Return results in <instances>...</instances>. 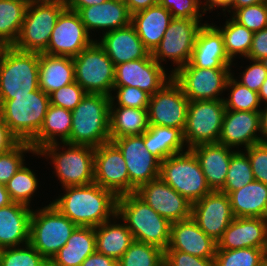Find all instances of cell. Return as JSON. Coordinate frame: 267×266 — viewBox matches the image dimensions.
I'll use <instances>...</instances> for the list:
<instances>
[{
    "label": "cell",
    "instance_id": "33",
    "mask_svg": "<svg viewBox=\"0 0 267 266\" xmlns=\"http://www.w3.org/2000/svg\"><path fill=\"white\" fill-rule=\"evenodd\" d=\"M71 126L72 112L50 104L43 125L30 144L37 153L44 146L57 143V137L60 143H65L70 138Z\"/></svg>",
    "mask_w": 267,
    "mask_h": 266
},
{
    "label": "cell",
    "instance_id": "10",
    "mask_svg": "<svg viewBox=\"0 0 267 266\" xmlns=\"http://www.w3.org/2000/svg\"><path fill=\"white\" fill-rule=\"evenodd\" d=\"M74 61L75 82L86 93L111 96L115 81V66L105 50L94 41L83 49Z\"/></svg>",
    "mask_w": 267,
    "mask_h": 266
},
{
    "label": "cell",
    "instance_id": "49",
    "mask_svg": "<svg viewBox=\"0 0 267 266\" xmlns=\"http://www.w3.org/2000/svg\"><path fill=\"white\" fill-rule=\"evenodd\" d=\"M200 0H159V4L169 10L173 18L199 19L202 17L200 13Z\"/></svg>",
    "mask_w": 267,
    "mask_h": 266
},
{
    "label": "cell",
    "instance_id": "28",
    "mask_svg": "<svg viewBox=\"0 0 267 266\" xmlns=\"http://www.w3.org/2000/svg\"><path fill=\"white\" fill-rule=\"evenodd\" d=\"M77 13L89 34L92 29L93 31L94 29H105L107 31L104 33H106L131 23V14L127 5L113 0L80 8Z\"/></svg>",
    "mask_w": 267,
    "mask_h": 266
},
{
    "label": "cell",
    "instance_id": "35",
    "mask_svg": "<svg viewBox=\"0 0 267 266\" xmlns=\"http://www.w3.org/2000/svg\"><path fill=\"white\" fill-rule=\"evenodd\" d=\"M184 135L180 129L150 125L144 133V145L149 153L155 156L160 162L166 158L182 153Z\"/></svg>",
    "mask_w": 267,
    "mask_h": 266
},
{
    "label": "cell",
    "instance_id": "46",
    "mask_svg": "<svg viewBox=\"0 0 267 266\" xmlns=\"http://www.w3.org/2000/svg\"><path fill=\"white\" fill-rule=\"evenodd\" d=\"M253 32L267 27V2L237 9L231 16Z\"/></svg>",
    "mask_w": 267,
    "mask_h": 266
},
{
    "label": "cell",
    "instance_id": "3",
    "mask_svg": "<svg viewBox=\"0 0 267 266\" xmlns=\"http://www.w3.org/2000/svg\"><path fill=\"white\" fill-rule=\"evenodd\" d=\"M110 97L86 93L72 112L70 138L72 145L99 147L110 142Z\"/></svg>",
    "mask_w": 267,
    "mask_h": 266
},
{
    "label": "cell",
    "instance_id": "61",
    "mask_svg": "<svg viewBox=\"0 0 267 266\" xmlns=\"http://www.w3.org/2000/svg\"><path fill=\"white\" fill-rule=\"evenodd\" d=\"M12 203L9 192L6 190L5 184L0 182V208Z\"/></svg>",
    "mask_w": 267,
    "mask_h": 266
},
{
    "label": "cell",
    "instance_id": "13",
    "mask_svg": "<svg viewBox=\"0 0 267 266\" xmlns=\"http://www.w3.org/2000/svg\"><path fill=\"white\" fill-rule=\"evenodd\" d=\"M230 69L197 68L190 62L172 74L189 101L219 100L226 90Z\"/></svg>",
    "mask_w": 267,
    "mask_h": 266
},
{
    "label": "cell",
    "instance_id": "50",
    "mask_svg": "<svg viewBox=\"0 0 267 266\" xmlns=\"http://www.w3.org/2000/svg\"><path fill=\"white\" fill-rule=\"evenodd\" d=\"M254 179L267 185V143L259 142L246 148Z\"/></svg>",
    "mask_w": 267,
    "mask_h": 266
},
{
    "label": "cell",
    "instance_id": "9",
    "mask_svg": "<svg viewBox=\"0 0 267 266\" xmlns=\"http://www.w3.org/2000/svg\"><path fill=\"white\" fill-rule=\"evenodd\" d=\"M159 177L192 204L211 192L199 161L190 149L160 162Z\"/></svg>",
    "mask_w": 267,
    "mask_h": 266
},
{
    "label": "cell",
    "instance_id": "11",
    "mask_svg": "<svg viewBox=\"0 0 267 266\" xmlns=\"http://www.w3.org/2000/svg\"><path fill=\"white\" fill-rule=\"evenodd\" d=\"M225 111L223 99L189 101L183 131L187 148L218 143Z\"/></svg>",
    "mask_w": 267,
    "mask_h": 266
},
{
    "label": "cell",
    "instance_id": "6",
    "mask_svg": "<svg viewBox=\"0 0 267 266\" xmlns=\"http://www.w3.org/2000/svg\"><path fill=\"white\" fill-rule=\"evenodd\" d=\"M65 8L64 0H30L13 47L26 52L44 53L57 18Z\"/></svg>",
    "mask_w": 267,
    "mask_h": 266
},
{
    "label": "cell",
    "instance_id": "57",
    "mask_svg": "<svg viewBox=\"0 0 267 266\" xmlns=\"http://www.w3.org/2000/svg\"><path fill=\"white\" fill-rule=\"evenodd\" d=\"M106 0H64L66 9L77 12L80 8L102 4Z\"/></svg>",
    "mask_w": 267,
    "mask_h": 266
},
{
    "label": "cell",
    "instance_id": "37",
    "mask_svg": "<svg viewBox=\"0 0 267 266\" xmlns=\"http://www.w3.org/2000/svg\"><path fill=\"white\" fill-rule=\"evenodd\" d=\"M30 0H0V46H13Z\"/></svg>",
    "mask_w": 267,
    "mask_h": 266
},
{
    "label": "cell",
    "instance_id": "38",
    "mask_svg": "<svg viewBox=\"0 0 267 266\" xmlns=\"http://www.w3.org/2000/svg\"><path fill=\"white\" fill-rule=\"evenodd\" d=\"M223 37L225 51L228 57L233 58L240 54L247 57L252 46L254 32L239 24L233 18L228 19L223 28L216 27Z\"/></svg>",
    "mask_w": 267,
    "mask_h": 266
},
{
    "label": "cell",
    "instance_id": "22",
    "mask_svg": "<svg viewBox=\"0 0 267 266\" xmlns=\"http://www.w3.org/2000/svg\"><path fill=\"white\" fill-rule=\"evenodd\" d=\"M259 111L226 110L218 143L227 147L244 145L245 149L261 142Z\"/></svg>",
    "mask_w": 267,
    "mask_h": 266
},
{
    "label": "cell",
    "instance_id": "52",
    "mask_svg": "<svg viewBox=\"0 0 267 266\" xmlns=\"http://www.w3.org/2000/svg\"><path fill=\"white\" fill-rule=\"evenodd\" d=\"M252 62L254 63L242 72L241 80L237 82L258 93L261 85L267 78V69L261 61L254 60Z\"/></svg>",
    "mask_w": 267,
    "mask_h": 266
},
{
    "label": "cell",
    "instance_id": "7",
    "mask_svg": "<svg viewBox=\"0 0 267 266\" xmlns=\"http://www.w3.org/2000/svg\"><path fill=\"white\" fill-rule=\"evenodd\" d=\"M77 227L50 203L39 210H32L29 243L47 261H51Z\"/></svg>",
    "mask_w": 267,
    "mask_h": 266
},
{
    "label": "cell",
    "instance_id": "53",
    "mask_svg": "<svg viewBox=\"0 0 267 266\" xmlns=\"http://www.w3.org/2000/svg\"><path fill=\"white\" fill-rule=\"evenodd\" d=\"M267 57V27L260 31L254 32L252 46L248 53V58L251 61H261Z\"/></svg>",
    "mask_w": 267,
    "mask_h": 266
},
{
    "label": "cell",
    "instance_id": "31",
    "mask_svg": "<svg viewBox=\"0 0 267 266\" xmlns=\"http://www.w3.org/2000/svg\"><path fill=\"white\" fill-rule=\"evenodd\" d=\"M234 217L267 219V185L252 181L228 194Z\"/></svg>",
    "mask_w": 267,
    "mask_h": 266
},
{
    "label": "cell",
    "instance_id": "45",
    "mask_svg": "<svg viewBox=\"0 0 267 266\" xmlns=\"http://www.w3.org/2000/svg\"><path fill=\"white\" fill-rule=\"evenodd\" d=\"M32 152L36 154L33 146L28 142H19L9 151L0 154V182H7L16 174V172L24 165V154Z\"/></svg>",
    "mask_w": 267,
    "mask_h": 266
},
{
    "label": "cell",
    "instance_id": "47",
    "mask_svg": "<svg viewBox=\"0 0 267 266\" xmlns=\"http://www.w3.org/2000/svg\"><path fill=\"white\" fill-rule=\"evenodd\" d=\"M115 89L117 90V95L116 97L114 95L110 96L111 102L117 99L118 106L147 109L150 95L145 91L131 86H114L113 91Z\"/></svg>",
    "mask_w": 267,
    "mask_h": 266
},
{
    "label": "cell",
    "instance_id": "14",
    "mask_svg": "<svg viewBox=\"0 0 267 266\" xmlns=\"http://www.w3.org/2000/svg\"><path fill=\"white\" fill-rule=\"evenodd\" d=\"M189 100L180 85L171 78L157 92L150 96L147 107L149 125L180 129L186 126Z\"/></svg>",
    "mask_w": 267,
    "mask_h": 266
},
{
    "label": "cell",
    "instance_id": "17",
    "mask_svg": "<svg viewBox=\"0 0 267 266\" xmlns=\"http://www.w3.org/2000/svg\"><path fill=\"white\" fill-rule=\"evenodd\" d=\"M94 183L117 197L130 194L128 168L120 150L110 141L95 148Z\"/></svg>",
    "mask_w": 267,
    "mask_h": 266
},
{
    "label": "cell",
    "instance_id": "12",
    "mask_svg": "<svg viewBox=\"0 0 267 266\" xmlns=\"http://www.w3.org/2000/svg\"><path fill=\"white\" fill-rule=\"evenodd\" d=\"M199 23L196 19L173 18L160 44L151 53L160 65L166 58L177 65L171 75L190 62L196 36L203 26Z\"/></svg>",
    "mask_w": 267,
    "mask_h": 266
},
{
    "label": "cell",
    "instance_id": "55",
    "mask_svg": "<svg viewBox=\"0 0 267 266\" xmlns=\"http://www.w3.org/2000/svg\"><path fill=\"white\" fill-rule=\"evenodd\" d=\"M81 266H117V260L95 251L82 262Z\"/></svg>",
    "mask_w": 267,
    "mask_h": 266
},
{
    "label": "cell",
    "instance_id": "34",
    "mask_svg": "<svg viewBox=\"0 0 267 266\" xmlns=\"http://www.w3.org/2000/svg\"><path fill=\"white\" fill-rule=\"evenodd\" d=\"M114 104L110 102V141L124 136L142 135L148 130L147 109L117 107Z\"/></svg>",
    "mask_w": 267,
    "mask_h": 266
},
{
    "label": "cell",
    "instance_id": "16",
    "mask_svg": "<svg viewBox=\"0 0 267 266\" xmlns=\"http://www.w3.org/2000/svg\"><path fill=\"white\" fill-rule=\"evenodd\" d=\"M94 41L90 39V34L79 14L65 8L57 18L47 50L44 53L73 58Z\"/></svg>",
    "mask_w": 267,
    "mask_h": 266
},
{
    "label": "cell",
    "instance_id": "1",
    "mask_svg": "<svg viewBox=\"0 0 267 266\" xmlns=\"http://www.w3.org/2000/svg\"><path fill=\"white\" fill-rule=\"evenodd\" d=\"M65 193L51 203L74 224L82 227H97L117 219L118 197L110 190L95 184L63 187Z\"/></svg>",
    "mask_w": 267,
    "mask_h": 266
},
{
    "label": "cell",
    "instance_id": "39",
    "mask_svg": "<svg viewBox=\"0 0 267 266\" xmlns=\"http://www.w3.org/2000/svg\"><path fill=\"white\" fill-rule=\"evenodd\" d=\"M164 251L152 244L134 240L122 257L117 261V266H163Z\"/></svg>",
    "mask_w": 267,
    "mask_h": 266
},
{
    "label": "cell",
    "instance_id": "36",
    "mask_svg": "<svg viewBox=\"0 0 267 266\" xmlns=\"http://www.w3.org/2000/svg\"><path fill=\"white\" fill-rule=\"evenodd\" d=\"M110 221L95 227L96 251L118 261L134 239L125 222L113 224Z\"/></svg>",
    "mask_w": 267,
    "mask_h": 266
},
{
    "label": "cell",
    "instance_id": "4",
    "mask_svg": "<svg viewBox=\"0 0 267 266\" xmlns=\"http://www.w3.org/2000/svg\"><path fill=\"white\" fill-rule=\"evenodd\" d=\"M39 88V53L0 46V100L29 95Z\"/></svg>",
    "mask_w": 267,
    "mask_h": 266
},
{
    "label": "cell",
    "instance_id": "32",
    "mask_svg": "<svg viewBox=\"0 0 267 266\" xmlns=\"http://www.w3.org/2000/svg\"><path fill=\"white\" fill-rule=\"evenodd\" d=\"M95 251V228L78 226L50 262L54 266H81Z\"/></svg>",
    "mask_w": 267,
    "mask_h": 266
},
{
    "label": "cell",
    "instance_id": "19",
    "mask_svg": "<svg viewBox=\"0 0 267 266\" xmlns=\"http://www.w3.org/2000/svg\"><path fill=\"white\" fill-rule=\"evenodd\" d=\"M191 217L216 242L235 218L228 194L221 191H211L193 203Z\"/></svg>",
    "mask_w": 267,
    "mask_h": 266
},
{
    "label": "cell",
    "instance_id": "43",
    "mask_svg": "<svg viewBox=\"0 0 267 266\" xmlns=\"http://www.w3.org/2000/svg\"><path fill=\"white\" fill-rule=\"evenodd\" d=\"M230 88L229 98L223 99L226 110L233 111H260V99L257 92L243 86L231 75L228 78L226 89Z\"/></svg>",
    "mask_w": 267,
    "mask_h": 266
},
{
    "label": "cell",
    "instance_id": "51",
    "mask_svg": "<svg viewBox=\"0 0 267 266\" xmlns=\"http://www.w3.org/2000/svg\"><path fill=\"white\" fill-rule=\"evenodd\" d=\"M164 266H215V262L182 251L165 250Z\"/></svg>",
    "mask_w": 267,
    "mask_h": 266
},
{
    "label": "cell",
    "instance_id": "65",
    "mask_svg": "<svg viewBox=\"0 0 267 266\" xmlns=\"http://www.w3.org/2000/svg\"><path fill=\"white\" fill-rule=\"evenodd\" d=\"M113 1L121 2V3H125V4H126V1H127V0H113Z\"/></svg>",
    "mask_w": 267,
    "mask_h": 266
},
{
    "label": "cell",
    "instance_id": "66",
    "mask_svg": "<svg viewBox=\"0 0 267 266\" xmlns=\"http://www.w3.org/2000/svg\"><path fill=\"white\" fill-rule=\"evenodd\" d=\"M44 266H54L50 261H48Z\"/></svg>",
    "mask_w": 267,
    "mask_h": 266
},
{
    "label": "cell",
    "instance_id": "24",
    "mask_svg": "<svg viewBox=\"0 0 267 266\" xmlns=\"http://www.w3.org/2000/svg\"><path fill=\"white\" fill-rule=\"evenodd\" d=\"M232 62L216 25L204 23L196 36L190 63L197 68L230 69Z\"/></svg>",
    "mask_w": 267,
    "mask_h": 266
},
{
    "label": "cell",
    "instance_id": "41",
    "mask_svg": "<svg viewBox=\"0 0 267 266\" xmlns=\"http://www.w3.org/2000/svg\"><path fill=\"white\" fill-rule=\"evenodd\" d=\"M5 186L12 202L29 207L31 198L38 188V181L34 172L23 165Z\"/></svg>",
    "mask_w": 267,
    "mask_h": 266
},
{
    "label": "cell",
    "instance_id": "20",
    "mask_svg": "<svg viewBox=\"0 0 267 266\" xmlns=\"http://www.w3.org/2000/svg\"><path fill=\"white\" fill-rule=\"evenodd\" d=\"M165 72L150 53L146 58L116 65L114 86L137 87L152 96L172 78Z\"/></svg>",
    "mask_w": 267,
    "mask_h": 266
},
{
    "label": "cell",
    "instance_id": "40",
    "mask_svg": "<svg viewBox=\"0 0 267 266\" xmlns=\"http://www.w3.org/2000/svg\"><path fill=\"white\" fill-rule=\"evenodd\" d=\"M254 180L247 153L238 150L232 154L226 182L220 191L229 194L232 191L239 190Z\"/></svg>",
    "mask_w": 267,
    "mask_h": 266
},
{
    "label": "cell",
    "instance_id": "42",
    "mask_svg": "<svg viewBox=\"0 0 267 266\" xmlns=\"http://www.w3.org/2000/svg\"><path fill=\"white\" fill-rule=\"evenodd\" d=\"M267 256L262 248L216 249L215 266H261Z\"/></svg>",
    "mask_w": 267,
    "mask_h": 266
},
{
    "label": "cell",
    "instance_id": "26",
    "mask_svg": "<svg viewBox=\"0 0 267 266\" xmlns=\"http://www.w3.org/2000/svg\"><path fill=\"white\" fill-rule=\"evenodd\" d=\"M231 149L220 143L201 144L190 149L198 159L211 191H220L224 187L229 163L235 152Z\"/></svg>",
    "mask_w": 267,
    "mask_h": 266
},
{
    "label": "cell",
    "instance_id": "60",
    "mask_svg": "<svg viewBox=\"0 0 267 266\" xmlns=\"http://www.w3.org/2000/svg\"><path fill=\"white\" fill-rule=\"evenodd\" d=\"M265 2H267V0H234L233 7L231 9L234 10V11L232 10V12L234 13L237 9H240L242 7L256 5Z\"/></svg>",
    "mask_w": 267,
    "mask_h": 266
},
{
    "label": "cell",
    "instance_id": "23",
    "mask_svg": "<svg viewBox=\"0 0 267 266\" xmlns=\"http://www.w3.org/2000/svg\"><path fill=\"white\" fill-rule=\"evenodd\" d=\"M216 248L217 242L200 229L192 217L171 223L170 243L166 250L214 259Z\"/></svg>",
    "mask_w": 267,
    "mask_h": 266
},
{
    "label": "cell",
    "instance_id": "21",
    "mask_svg": "<svg viewBox=\"0 0 267 266\" xmlns=\"http://www.w3.org/2000/svg\"><path fill=\"white\" fill-rule=\"evenodd\" d=\"M248 247L267 250L266 218L235 217L217 241L216 249L236 250Z\"/></svg>",
    "mask_w": 267,
    "mask_h": 266
},
{
    "label": "cell",
    "instance_id": "44",
    "mask_svg": "<svg viewBox=\"0 0 267 266\" xmlns=\"http://www.w3.org/2000/svg\"><path fill=\"white\" fill-rule=\"evenodd\" d=\"M0 249V266H44L48 261L30 244Z\"/></svg>",
    "mask_w": 267,
    "mask_h": 266
},
{
    "label": "cell",
    "instance_id": "5",
    "mask_svg": "<svg viewBox=\"0 0 267 266\" xmlns=\"http://www.w3.org/2000/svg\"><path fill=\"white\" fill-rule=\"evenodd\" d=\"M50 97L40 88L29 95L0 100L1 120L19 142L30 143L40 131Z\"/></svg>",
    "mask_w": 267,
    "mask_h": 266
},
{
    "label": "cell",
    "instance_id": "2",
    "mask_svg": "<svg viewBox=\"0 0 267 266\" xmlns=\"http://www.w3.org/2000/svg\"><path fill=\"white\" fill-rule=\"evenodd\" d=\"M117 218L126 223L134 240L155 245L163 251L169 247L171 223L136 193L118 197Z\"/></svg>",
    "mask_w": 267,
    "mask_h": 266
},
{
    "label": "cell",
    "instance_id": "25",
    "mask_svg": "<svg viewBox=\"0 0 267 266\" xmlns=\"http://www.w3.org/2000/svg\"><path fill=\"white\" fill-rule=\"evenodd\" d=\"M101 38L98 44L105 50L114 66L143 59L150 54L131 23L125 27L103 33Z\"/></svg>",
    "mask_w": 267,
    "mask_h": 266
},
{
    "label": "cell",
    "instance_id": "62",
    "mask_svg": "<svg viewBox=\"0 0 267 266\" xmlns=\"http://www.w3.org/2000/svg\"><path fill=\"white\" fill-rule=\"evenodd\" d=\"M258 95H259L260 102L262 103L264 101L265 104L267 105V78L261 85Z\"/></svg>",
    "mask_w": 267,
    "mask_h": 266
},
{
    "label": "cell",
    "instance_id": "15",
    "mask_svg": "<svg viewBox=\"0 0 267 266\" xmlns=\"http://www.w3.org/2000/svg\"><path fill=\"white\" fill-rule=\"evenodd\" d=\"M121 152L128 168L130 193L159 177L160 161L144 145V134L119 137L111 141Z\"/></svg>",
    "mask_w": 267,
    "mask_h": 266
},
{
    "label": "cell",
    "instance_id": "56",
    "mask_svg": "<svg viewBox=\"0 0 267 266\" xmlns=\"http://www.w3.org/2000/svg\"><path fill=\"white\" fill-rule=\"evenodd\" d=\"M159 0H127L126 5L130 14H134L141 10L147 9L153 5L158 4Z\"/></svg>",
    "mask_w": 267,
    "mask_h": 266
},
{
    "label": "cell",
    "instance_id": "29",
    "mask_svg": "<svg viewBox=\"0 0 267 266\" xmlns=\"http://www.w3.org/2000/svg\"><path fill=\"white\" fill-rule=\"evenodd\" d=\"M173 16L159 3L131 15V24L144 46L152 53L160 44Z\"/></svg>",
    "mask_w": 267,
    "mask_h": 266
},
{
    "label": "cell",
    "instance_id": "18",
    "mask_svg": "<svg viewBox=\"0 0 267 266\" xmlns=\"http://www.w3.org/2000/svg\"><path fill=\"white\" fill-rule=\"evenodd\" d=\"M135 193L170 223L191 217L192 203L160 177L141 185Z\"/></svg>",
    "mask_w": 267,
    "mask_h": 266
},
{
    "label": "cell",
    "instance_id": "58",
    "mask_svg": "<svg viewBox=\"0 0 267 266\" xmlns=\"http://www.w3.org/2000/svg\"><path fill=\"white\" fill-rule=\"evenodd\" d=\"M206 4L204 3V6L201 7V9H203V13H206V11H208V9L211 11L212 8H216V7H220V8H224L222 9L223 11H225V9L228 10L227 12H231L229 9H231L233 7V2L234 0H205ZM206 6V7H205ZM207 8V9H206Z\"/></svg>",
    "mask_w": 267,
    "mask_h": 266
},
{
    "label": "cell",
    "instance_id": "64",
    "mask_svg": "<svg viewBox=\"0 0 267 266\" xmlns=\"http://www.w3.org/2000/svg\"><path fill=\"white\" fill-rule=\"evenodd\" d=\"M261 266H267V256H266V258L263 260Z\"/></svg>",
    "mask_w": 267,
    "mask_h": 266
},
{
    "label": "cell",
    "instance_id": "30",
    "mask_svg": "<svg viewBox=\"0 0 267 266\" xmlns=\"http://www.w3.org/2000/svg\"><path fill=\"white\" fill-rule=\"evenodd\" d=\"M75 82L74 61L68 56L39 53V88L50 95Z\"/></svg>",
    "mask_w": 267,
    "mask_h": 266
},
{
    "label": "cell",
    "instance_id": "8",
    "mask_svg": "<svg viewBox=\"0 0 267 266\" xmlns=\"http://www.w3.org/2000/svg\"><path fill=\"white\" fill-rule=\"evenodd\" d=\"M61 144L69 147L60 152V143L57 142L44 146L36 154L51 158L56 176L63 185L62 187L93 183L95 148L87 145Z\"/></svg>",
    "mask_w": 267,
    "mask_h": 266
},
{
    "label": "cell",
    "instance_id": "59",
    "mask_svg": "<svg viewBox=\"0 0 267 266\" xmlns=\"http://www.w3.org/2000/svg\"><path fill=\"white\" fill-rule=\"evenodd\" d=\"M260 132L262 133L261 142L267 143V105L265 109H260ZM265 137V138H264Z\"/></svg>",
    "mask_w": 267,
    "mask_h": 266
},
{
    "label": "cell",
    "instance_id": "27",
    "mask_svg": "<svg viewBox=\"0 0 267 266\" xmlns=\"http://www.w3.org/2000/svg\"><path fill=\"white\" fill-rule=\"evenodd\" d=\"M32 209L20 203L0 208V249L29 243Z\"/></svg>",
    "mask_w": 267,
    "mask_h": 266
},
{
    "label": "cell",
    "instance_id": "48",
    "mask_svg": "<svg viewBox=\"0 0 267 266\" xmlns=\"http://www.w3.org/2000/svg\"><path fill=\"white\" fill-rule=\"evenodd\" d=\"M85 95V90L78 83L73 82L52 92L49 95L50 104L73 111Z\"/></svg>",
    "mask_w": 267,
    "mask_h": 266
},
{
    "label": "cell",
    "instance_id": "63",
    "mask_svg": "<svg viewBox=\"0 0 267 266\" xmlns=\"http://www.w3.org/2000/svg\"><path fill=\"white\" fill-rule=\"evenodd\" d=\"M264 67L267 69V57L261 60Z\"/></svg>",
    "mask_w": 267,
    "mask_h": 266
},
{
    "label": "cell",
    "instance_id": "54",
    "mask_svg": "<svg viewBox=\"0 0 267 266\" xmlns=\"http://www.w3.org/2000/svg\"><path fill=\"white\" fill-rule=\"evenodd\" d=\"M19 143L5 123L0 120V154L9 151Z\"/></svg>",
    "mask_w": 267,
    "mask_h": 266
}]
</instances>
